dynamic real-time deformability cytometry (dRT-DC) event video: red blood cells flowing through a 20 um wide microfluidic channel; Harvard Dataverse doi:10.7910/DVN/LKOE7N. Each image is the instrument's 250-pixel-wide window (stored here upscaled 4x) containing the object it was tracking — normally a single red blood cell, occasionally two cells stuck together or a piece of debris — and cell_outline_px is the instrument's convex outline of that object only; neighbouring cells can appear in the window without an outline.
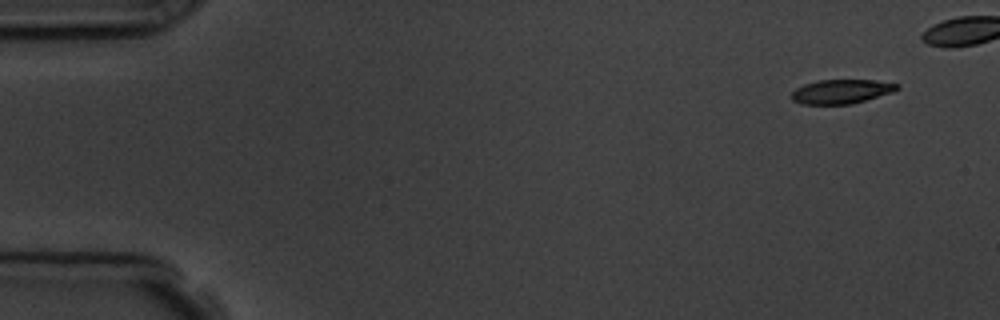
{"species": "common noctule bat (a hibernating species)", "species_latin": "Nyctalus noctula", "temperature_condition": "room temperature", "stored_images_in_passage": 5, "camera_frame_rate_fps": 3000, "um_per_image_px": 0.085, "animal": {"sex": "male", "body_mass_g": 19.5, "forearm_length_mm": 54.6}, "frame": {"image": 1, "passage_image": 1, "time_ms": 0.0, "image_size_px": [1000, 320], "cell_outline_px": [[900, 88], [892, 92], [852, 104], [800, 104], [792, 100], [792, 92], [796, 88], [804, 84], [816, 80], [872, 80], [900, 84]], "centroid_in_image_um": [71.5, 7.78], "position_along_channel_um": 13.5, "area_um2": 14.85}}
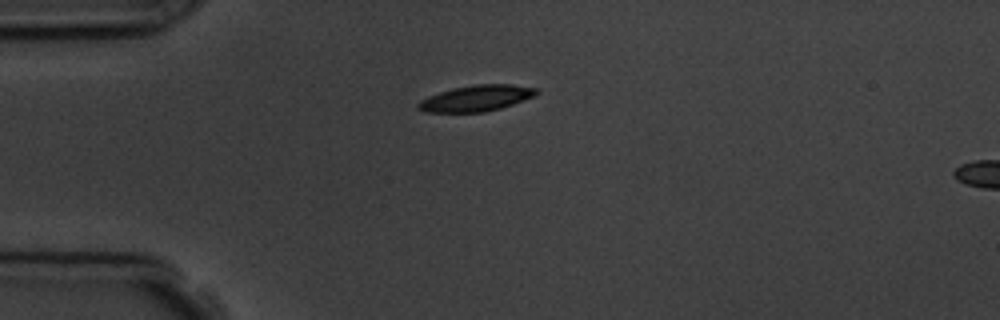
{"frame": {"image": 2, "passage_image": 5, "time_ms": 5.333, "image_size_px": [1000, 320], "cell_outline_px": [[540, 92], [536, 96], [500, 108], [484, 112], [424, 112], [416, 108], [416, 104], [420, 100], [428, 96], [452, 88], [476, 84], [512, 84], [536, 88]], "centroid_in_image_um": [40.48, 8.35], "position_along_channel_um": 44.5, "area_um2": 18.03}}